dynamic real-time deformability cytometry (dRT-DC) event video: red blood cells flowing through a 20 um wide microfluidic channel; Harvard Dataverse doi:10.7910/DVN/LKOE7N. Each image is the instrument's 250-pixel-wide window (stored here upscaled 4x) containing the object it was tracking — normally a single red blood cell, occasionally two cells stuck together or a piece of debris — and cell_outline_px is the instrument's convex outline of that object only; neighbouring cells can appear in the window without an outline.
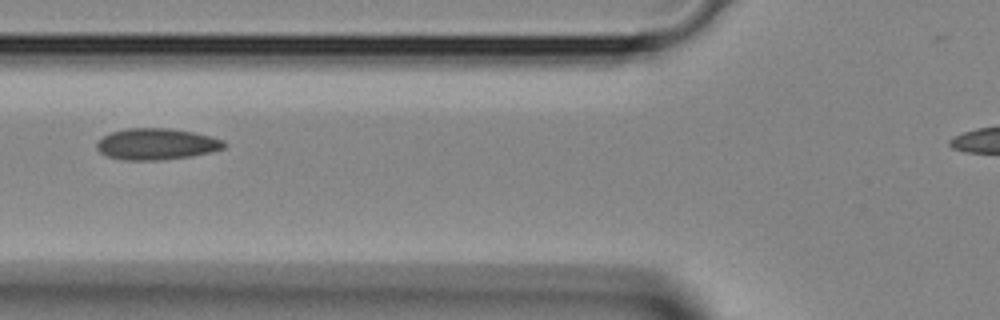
{"species": "Egyptian fruit bat (a non-hibernating species)", "species_latin": "Rousettus aegyptiacus", "temperature_condition": "room temperature", "stored_images_in_passage": 3, "segment_of_instrument_passage": [1, 2], "camera_frame_rate_fps": 3000, "um_per_image_px": 0.085, "animal": {"sex": "female"}, "frame": {"image": 1, "passage_image": 2, "time_ms": 0.333, "image_size_px": [1000, 320], "cell_outline_px": [[228, 144], [224, 148], [212, 152], [192, 156], [164, 160], [124, 160], [108, 156], [100, 152], [96, 148], [96, 144], [104, 136], [112, 132], [128, 128], [168, 128], [196, 132], [212, 136], [224, 140]], "centroid_in_image_um": [13.37, 12.25], "position_along_channel_um": 112.4, "area_um2": 23.47}}